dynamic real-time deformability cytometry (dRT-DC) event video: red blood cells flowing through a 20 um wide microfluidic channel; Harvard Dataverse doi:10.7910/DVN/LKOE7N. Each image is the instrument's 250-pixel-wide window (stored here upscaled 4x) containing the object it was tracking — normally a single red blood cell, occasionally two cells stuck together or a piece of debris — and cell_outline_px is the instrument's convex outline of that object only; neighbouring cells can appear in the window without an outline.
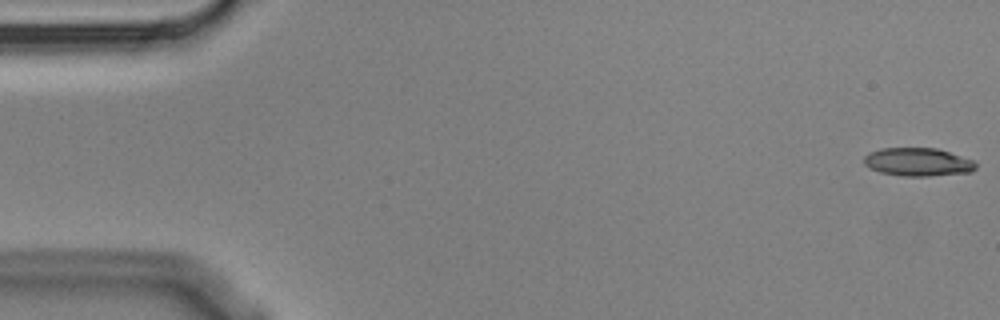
{"species": "Egyptian fruit bat (a non-hibernating species)", "species_latin": "Rousettus aegyptiacus", "temperature_condition": "cold", "stored_images_in_passage": 5, "camera_frame_rate_fps": 3000, "um_per_image_px": 0.085, "animal": {"sex": "male"}, "frame": {"image": 1, "passage_image": 1, "time_ms": 0.0, "image_size_px": [1000, 320], "cell_outline_px": [[976, 168], [972, 172], [928, 176], [900, 176], [880, 172], [868, 168], [864, 164], [864, 156], [880, 148], [936, 148], [972, 160], [976, 164]], "centroid_in_image_um": [77.99, 13.78], "position_along_channel_um": 7.0, "area_um2": 18.32}}